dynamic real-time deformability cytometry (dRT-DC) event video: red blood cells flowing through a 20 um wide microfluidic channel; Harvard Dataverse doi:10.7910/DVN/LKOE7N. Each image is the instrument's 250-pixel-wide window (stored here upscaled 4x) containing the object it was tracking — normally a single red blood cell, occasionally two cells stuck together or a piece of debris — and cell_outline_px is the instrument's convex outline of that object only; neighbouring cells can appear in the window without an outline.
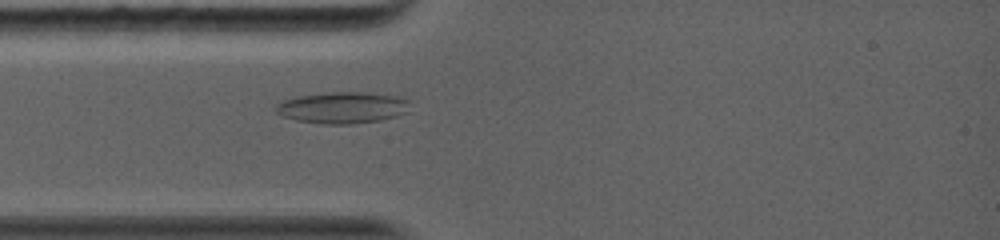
{"species": "common noctule bat (a hibernating species)", "species_latin": "Nyctalus noctula", "temperature_condition": "warm", "stored_images_in_passage": 7, "camera_frame_rate_fps": 5000, "um_per_image_px": 0.085, "animal": {"sex": "female", "body_mass_g": 19.0, "forearm_length_mm": 56.7}, "frame": {"image": 1, "passage_image": 3, "time_ms": 1.4, "image_size_px": [1000, 240], "cell_outline_px": [[408, 112], [396, 116], [380, 120], [352, 124], [320, 124], [296, 120], [280, 116], [276, 112], [276, 104], [280, 100], [296, 96], [332, 92], [360, 92], [396, 96], [408, 100]], "centroid_in_image_um": [29.05, 9.15], "position_along_channel_um": 56.0, "area_um2": 24.68}}
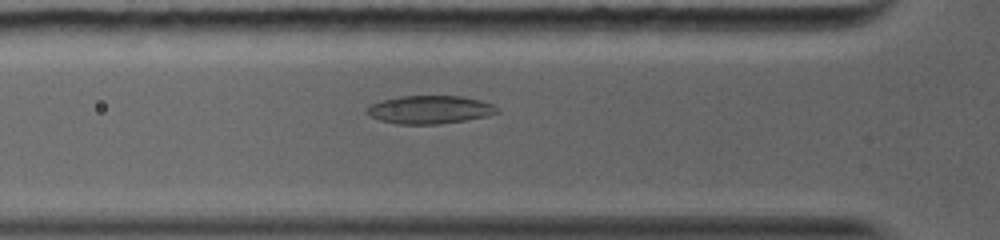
{"frame": {"image": 2, "passage_image": 5, "time_ms": 2.2, "image_size_px": [1000, 240], "cell_outline_px": [[500, 112], [488, 116], [464, 120], [436, 124], [396, 124], [380, 120], [368, 116], [364, 112], [372, 104], [384, 100], [400, 96], [460, 96], [480, 100], [492, 104]], "centroid_in_image_um": [36.51, 9.32], "position_along_channel_um": 89.3, "area_um2": 21.21}}
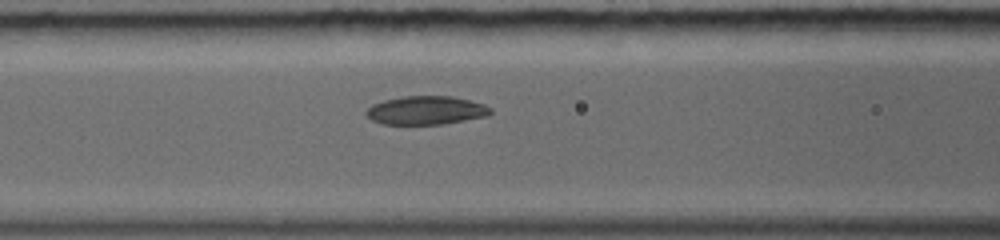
{"frame": {"image": 3, "passage_image": 7, "time_ms": 3.2, "image_size_px": [1000, 240], "cell_outline_px": [[492, 112], [488, 116], [444, 124], [384, 124], [372, 120], [364, 112], [372, 104], [384, 100], [404, 96], [452, 96], [484, 104], [492, 108]], "centroid_in_image_um": [36.23, 9.38], "position_along_channel_um": 130.4, "area_um2": 20.69}}